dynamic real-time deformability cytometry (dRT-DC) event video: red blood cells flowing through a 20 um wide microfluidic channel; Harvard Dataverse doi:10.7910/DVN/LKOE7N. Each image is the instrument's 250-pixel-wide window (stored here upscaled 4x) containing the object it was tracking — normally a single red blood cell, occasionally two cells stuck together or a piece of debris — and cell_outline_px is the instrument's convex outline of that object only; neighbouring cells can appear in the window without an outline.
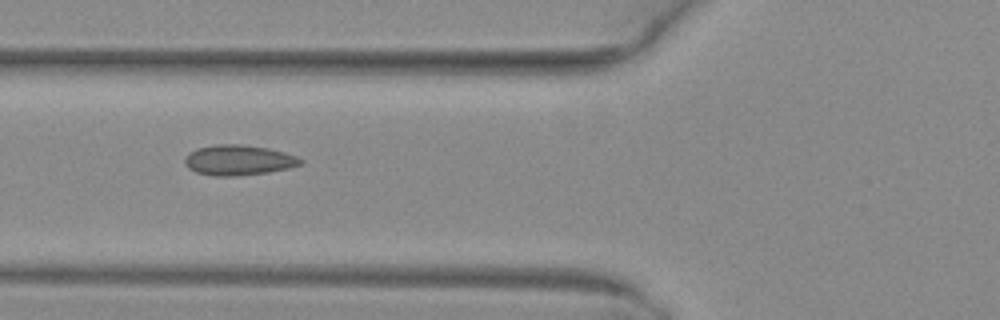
{"species": "common noctule bat (a hibernating species)", "species_latin": "Nyctalus noctula", "temperature_condition": "warm", "stored_images_in_passage": 2, "camera_frame_rate_fps": 3000, "um_per_image_px": 0.085, "animal": {"sex": "female", "body_mass_g": 29.2, "forearm_length_mm": 56.3}, "frame": {"image": 1, "passage_image": 2, "time_ms": 0.333, "image_size_px": [1000, 320], "cell_outline_px": [[304, 164], [288, 168], [268, 172], [236, 176], [212, 176], [196, 172], [188, 168], [184, 160], [188, 152], [196, 148], [216, 144], [240, 144], [268, 148], [284, 152], [296, 156], [304, 160]], "centroid_in_image_um": [20.27, 13.61], "position_along_channel_um": 105.5, "area_um2": 20.58}}